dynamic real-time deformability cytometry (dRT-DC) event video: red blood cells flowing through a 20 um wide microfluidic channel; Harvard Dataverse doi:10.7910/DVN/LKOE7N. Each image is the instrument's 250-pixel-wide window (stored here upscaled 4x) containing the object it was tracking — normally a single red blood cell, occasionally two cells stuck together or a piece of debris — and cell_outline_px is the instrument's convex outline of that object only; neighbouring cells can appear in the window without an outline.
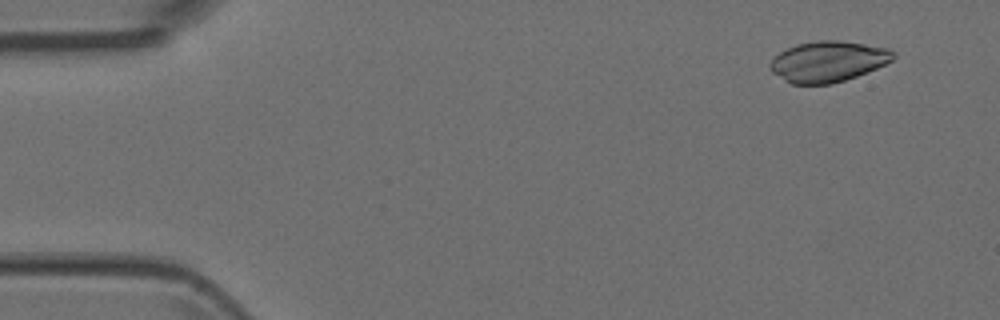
{"species": "Egyptian fruit bat (a non-hibernating species)", "species_latin": "Rousettus aegyptiacus", "temperature_condition": "room temperature", "stored_images_in_passage": 5, "camera_frame_rate_fps": 3000, "um_per_image_px": 0.085, "animal": {"sex": "female"}, "frame": {"image": 1, "passage_image": 5, "time_ms": 1.333, "image_size_px": [1000, 320], "cell_outline_px": [[896, 56], [892, 60], [876, 68], [856, 76], [832, 84], [792, 84], [784, 80], [772, 72], [768, 68], [768, 64], [780, 52], [796, 44], [820, 40], [840, 40], [888, 48], [896, 52]], "centroid_in_image_um": [70.37, 5.22], "position_along_channel_um": 14.6, "area_um2": 29.19}}